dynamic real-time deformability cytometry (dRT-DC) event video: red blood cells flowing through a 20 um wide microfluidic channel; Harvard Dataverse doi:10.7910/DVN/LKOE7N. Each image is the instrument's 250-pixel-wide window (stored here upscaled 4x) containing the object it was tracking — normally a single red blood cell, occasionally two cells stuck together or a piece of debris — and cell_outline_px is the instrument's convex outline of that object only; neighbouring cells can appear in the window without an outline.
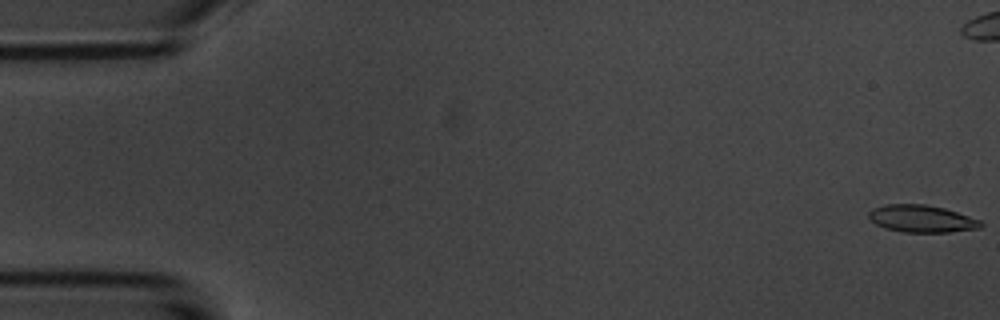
{"species": "common noctule bat (a hibernating species)", "species_latin": "Nyctalus noctula", "temperature_condition": "room temperature", "stored_images_in_passage": 6, "camera_frame_rate_fps": 3000, "um_per_image_px": 0.085, "animal": {"sex": "male", "body_mass_g": 20.1, "forearm_length_mm": 53.5}, "frame": {"image": 1, "passage_image": 1, "time_ms": 0.0, "image_size_px": [1000, 320], "cell_outline_px": [[984, 224], [980, 228], [948, 232], [904, 232], [884, 228], [876, 224], [868, 216], [868, 212], [884, 204], [924, 204], [944, 208], [980, 220]], "centroid_in_image_um": [78.34, 18.59], "position_along_channel_um": 6.7, "area_um2": 17.63}}
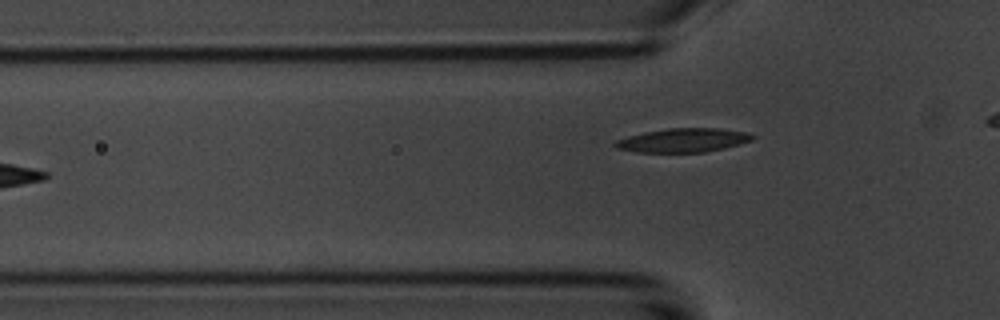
{"frame": {"image": 2, "passage_image": 6, "time_ms": 7.0, "image_size_px": [1000, 320], "cell_outline_px": [[756, 136], [752, 140], [740, 144], [724, 148], [704, 152], [636, 152], [616, 148], [612, 144], [616, 140], [628, 136], [644, 132], [668, 128], [716, 128], [748, 132]], "centroid_in_image_um": [58.06, 11.92], "position_along_channel_um": 67.7, "area_um2": 19.13}}